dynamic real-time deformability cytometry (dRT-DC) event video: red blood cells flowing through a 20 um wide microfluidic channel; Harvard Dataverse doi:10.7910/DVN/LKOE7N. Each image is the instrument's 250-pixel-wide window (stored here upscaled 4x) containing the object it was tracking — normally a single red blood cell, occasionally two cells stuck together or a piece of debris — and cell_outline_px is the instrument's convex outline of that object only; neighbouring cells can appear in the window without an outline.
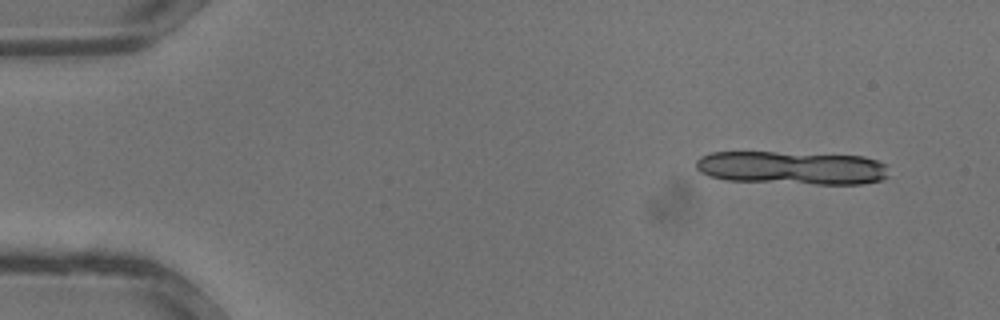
{"species": "common noctule bat (a hibernating species)", "species_latin": "Nyctalus noctula", "temperature_condition": "warm", "stored_images_in_passage": 31, "camera_frame_rate_fps": 3000, "um_per_image_px": 0.085, "animal": {"sex": "male", "body_mass_g": 13.3}, "frame": {"image": 1, "passage_image": 1, "time_ms": 0.0, "image_size_px": [1000, 320], "cell_outline_px": [[888, 176], [880, 180], [860, 184], [816, 184], [724, 180], [708, 176], [700, 172], [696, 168], [696, 160], [700, 156], [712, 152], [776, 152], [864, 156], [888, 164]], "centroid_in_image_um": [67.31, 14.26], "position_along_channel_um": 17.7, "area_um2": 37.74}}
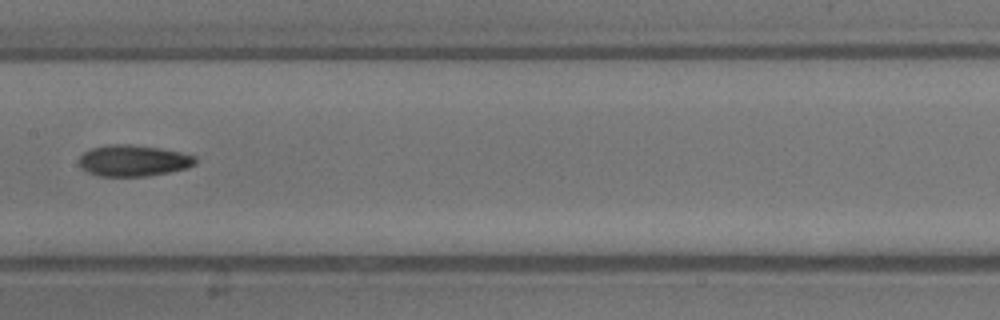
{"frame": {"image": 2, "passage_image": 16, "time_ms": 5.0, "image_size_px": [1000, 320], "cell_outline_px": [[196, 164], [188, 168], [148, 176], [100, 176], [88, 172], [80, 168], [80, 156], [84, 152], [92, 148], [108, 144], [128, 144], [160, 148], [180, 152], [196, 156]], "centroid_in_image_um": [11.34, 13.65], "position_along_channel_um": 196.1, "area_um2": 21.21}}
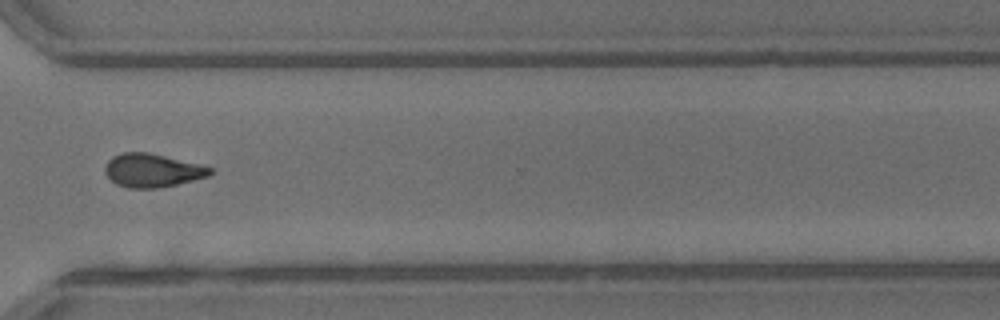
{"frame": {"image": 3, "passage_image": 24, "time_ms": 7.667, "image_size_px": [1000, 320], "cell_outline_px": [[212, 172], [208, 176], [176, 184], [156, 188], [128, 188], [116, 184], [104, 172], [104, 168], [108, 160], [112, 156], [120, 152], [148, 152], [200, 164], [212, 168]], "centroid_in_image_um": [12.91, 14.47], "position_along_channel_um": 357.7, "area_um2": 20.4}}